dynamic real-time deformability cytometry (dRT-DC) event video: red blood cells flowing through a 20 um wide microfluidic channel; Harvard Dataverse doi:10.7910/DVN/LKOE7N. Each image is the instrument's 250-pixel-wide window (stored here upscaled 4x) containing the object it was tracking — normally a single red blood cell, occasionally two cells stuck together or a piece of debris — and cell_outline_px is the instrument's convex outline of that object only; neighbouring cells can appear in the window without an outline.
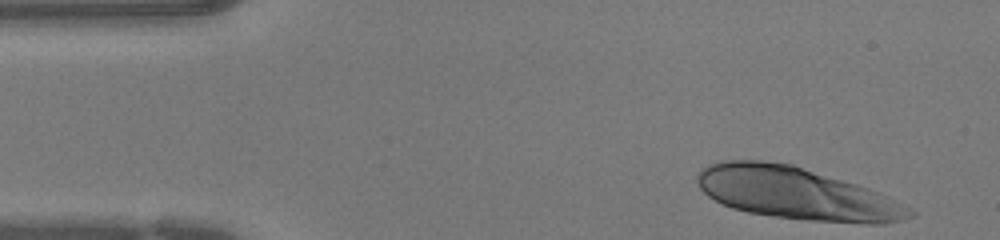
{"species": "human", "species_latin": "Homo sapiens", "temperature_condition": "warm", "stored_images_in_passage": 12, "camera_frame_rate_fps": 3000, "um_per_image_px": 0.085, "donor": {"sex": "female"}, "frame": {"image": 1, "passage_image": 1, "time_ms": 0.0, "image_size_px": [1000, 240], "cell_outline_px": [[916, 216], [884, 224], [868, 224], [808, 220], [776, 216], [748, 212], [732, 208], [708, 196], [700, 188], [696, 180], [696, 176], [708, 164], [724, 160], [764, 160], [792, 164], [856, 184], [868, 188], [912, 208], [916, 212]], "centroid_in_image_um": [67.71, 16.44], "position_along_channel_um": 17.3, "area_um2": 64.33}}